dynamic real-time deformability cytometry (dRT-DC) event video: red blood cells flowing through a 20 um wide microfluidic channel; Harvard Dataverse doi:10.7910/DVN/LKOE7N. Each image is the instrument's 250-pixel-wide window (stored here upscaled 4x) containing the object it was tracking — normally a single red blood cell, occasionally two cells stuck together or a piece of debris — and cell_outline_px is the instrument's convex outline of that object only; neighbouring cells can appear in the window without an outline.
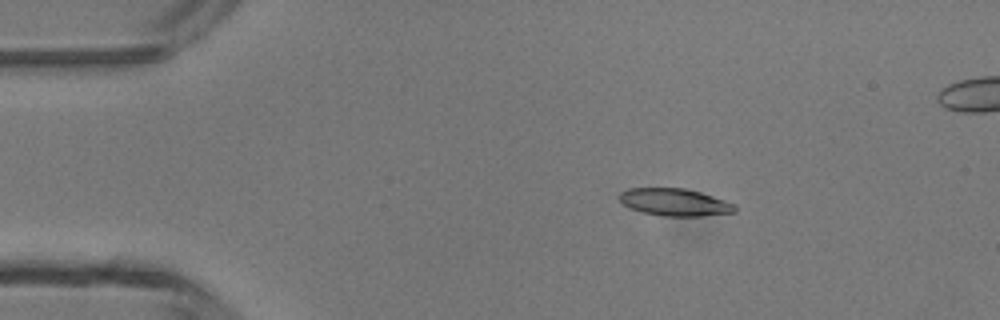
{"species": "common noctule bat (a hibernating species)", "species_latin": "Nyctalus noctula", "temperature_condition": "room temperature", "stored_images_in_passage": 4, "camera_frame_rate_fps": 3000, "um_per_image_px": 0.085, "animal": {"sex": "male", "body_mass_g": 13.3}, "frame": {"image": 1, "passage_image": 2, "time_ms": 2.0, "image_size_px": [1000, 320], "cell_outline_px": [[736, 212], [700, 216], [664, 216], [644, 212], [628, 208], [620, 200], [620, 192], [628, 188], [684, 188], [700, 192], [736, 204]], "centroid_in_image_um": [57.35, 17.18], "position_along_channel_um": 27.6, "area_um2": 18.32}}